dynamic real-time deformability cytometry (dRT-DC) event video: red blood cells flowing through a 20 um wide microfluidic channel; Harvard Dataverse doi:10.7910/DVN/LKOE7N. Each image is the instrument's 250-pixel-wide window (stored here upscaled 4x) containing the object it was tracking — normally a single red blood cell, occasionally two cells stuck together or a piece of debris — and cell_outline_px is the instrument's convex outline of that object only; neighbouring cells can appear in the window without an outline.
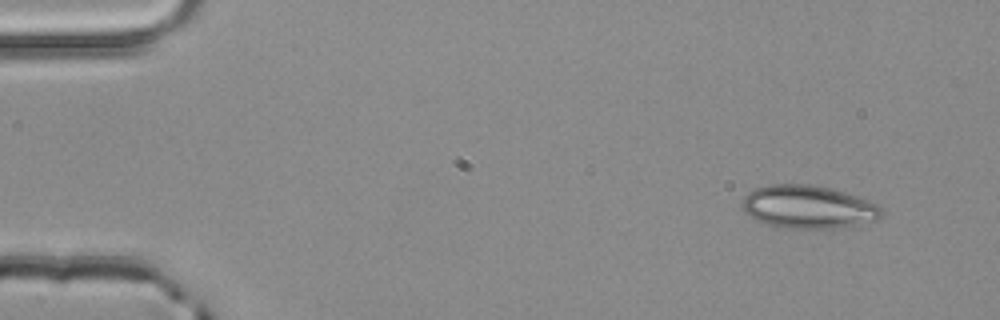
{"species": "common noctule bat (a hibernating species)", "species_latin": "Nyctalus noctula", "temperature_condition": "room temperature", "stored_images_in_passage": 4, "camera_frame_rate_fps": 3000, "um_per_image_px": 0.085, "animal": {"sex": "male", "body_mass_g": 20.4}, "frame": {"image": 1, "passage_image": 1, "time_ms": 0.0, "image_size_px": [1000, 320], "cell_outline_px": [[884, 216], [876, 220], [840, 228], [784, 228], [764, 224], [752, 216], [740, 204], [740, 200], [748, 192], [756, 188], [768, 184], [812, 184], [844, 192], [856, 196], [876, 204], [884, 212]], "centroid_in_image_um": [68.69, 17.59], "position_along_channel_um": 16.3, "area_um2": 34.91}}